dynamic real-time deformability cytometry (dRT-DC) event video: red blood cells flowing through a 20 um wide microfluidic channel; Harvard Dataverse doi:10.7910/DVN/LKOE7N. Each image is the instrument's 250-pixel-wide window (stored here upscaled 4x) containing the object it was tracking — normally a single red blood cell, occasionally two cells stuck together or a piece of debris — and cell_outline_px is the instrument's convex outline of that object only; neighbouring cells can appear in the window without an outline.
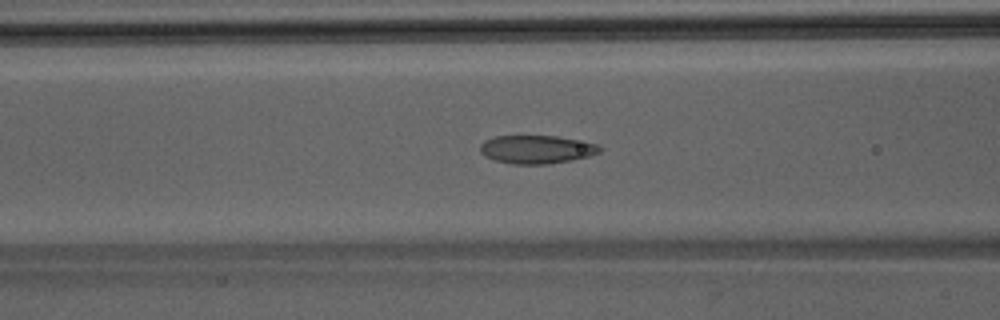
{"species": "Egyptian fruit bat (a non-hibernating species)", "species_latin": "Rousettus aegyptiacus", "temperature_condition": "room temperature", "stored_images_in_passage": 50, "camera_frame_rate_fps": 3000, "um_per_image_px": 0.085, "animal": {"sex": "male"}, "frame": {"image": 1, "passage_image": 20, "time_ms": 6.333, "image_size_px": [1000, 320], "cell_outline_px": [[600, 152], [588, 156], [572, 160], [548, 164], [512, 164], [496, 160], [484, 156], [480, 152], [480, 144], [484, 140], [496, 136], [556, 136], [596, 144], [600, 148]], "centroid_in_image_um": [45.56, 12.7], "position_along_channel_um": 121.0, "area_um2": 19.54}}
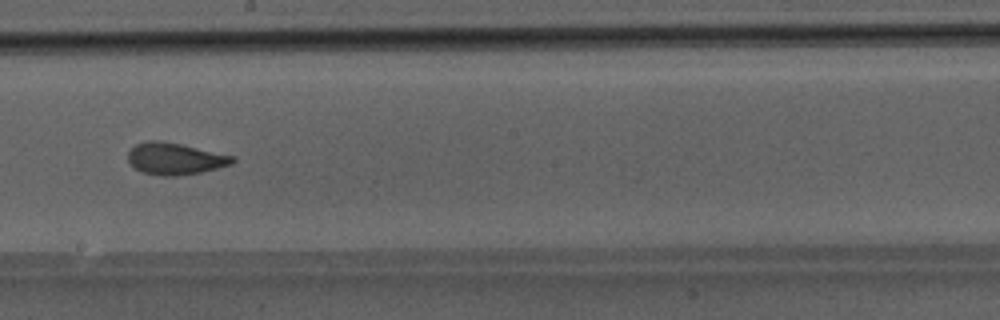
{"frame": {"image": 2, "passage_image": 28, "time_ms": 9.0, "image_size_px": [1000, 320], "cell_outline_px": [[236, 160], [232, 164], [200, 172], [176, 176], [164, 176], [144, 172], [136, 168], [128, 160], [128, 152], [136, 144], [148, 140], [160, 140], [180, 144], [232, 156]], "centroid_in_image_um": [14.85, 13.48], "position_along_channel_um": 233.3, "area_um2": 18.96}}
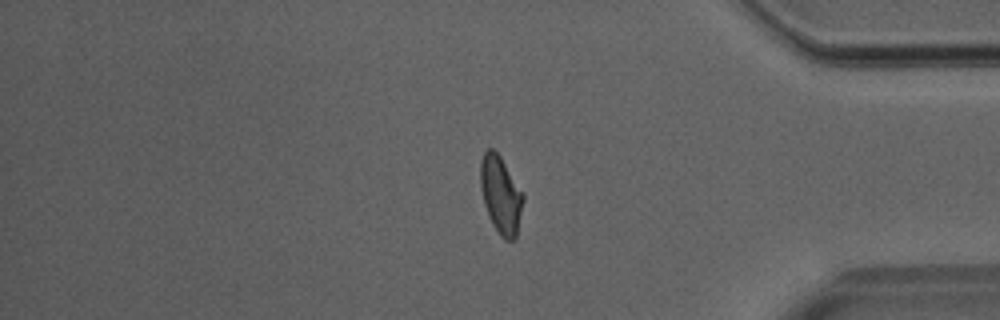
{"frame": {"image": 3, "passage_image": 41, "time_ms": 13.333, "image_size_px": [1000, 320], "cell_outline_px": [[524, 200], [516, 236], [512, 240], [504, 240], [500, 236], [492, 224], [488, 216], [484, 204], [480, 184], [480, 160], [484, 152], [488, 148], [492, 148], [500, 156], [524, 192]], "centroid_in_image_um": [42.56, 16.55], "position_along_channel_um": 392.6, "area_um2": 19.48}}